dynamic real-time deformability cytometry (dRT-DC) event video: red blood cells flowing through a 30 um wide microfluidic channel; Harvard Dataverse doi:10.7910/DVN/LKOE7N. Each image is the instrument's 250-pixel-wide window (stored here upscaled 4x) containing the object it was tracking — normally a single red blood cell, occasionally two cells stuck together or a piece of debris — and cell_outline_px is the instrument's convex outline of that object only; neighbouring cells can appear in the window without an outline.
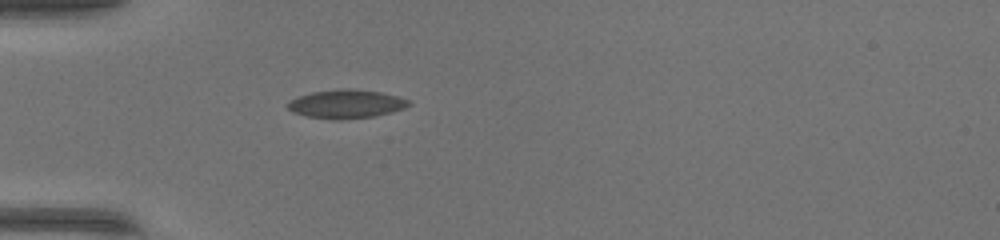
{"species": "common noctule bat (a hibernating species)", "species_latin": "Nyctalus noctula", "temperature_condition": "warm", "stored_images_in_passage": 33, "camera_frame_rate_fps": 3000, "um_per_image_px": 0.085, "animal": {"sex": "female", "body_mass_g": 17.0, "forearm_length_mm": 48.0}, "frame": {"image": 1, "passage_image": 1, "time_ms": 0.0, "image_size_px": [1000, 240], "cell_outline_px": [[412, 104], [404, 108], [372, 116], [340, 120], [332, 120], [308, 116], [292, 112], [288, 108], [288, 104], [292, 100], [300, 96], [312, 92], [340, 88], [356, 88], [380, 92], [412, 100]], "centroid_in_image_um": [29.45, 8.83], "position_along_channel_um": 55.5, "area_um2": 20.11}}
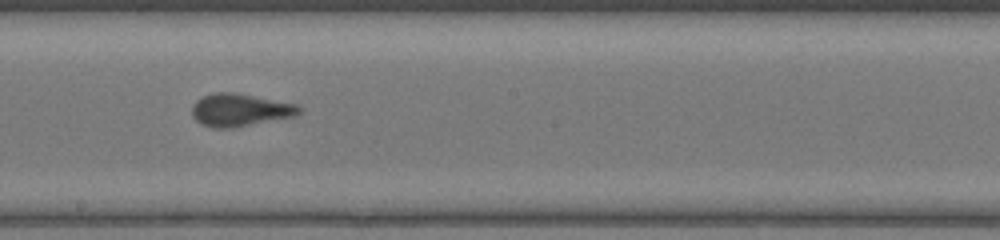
{"frame": {"image": 2, "passage_image": 14, "time_ms": 4.333, "image_size_px": [1000, 240], "cell_outline_px": [[300, 112], [296, 116], [232, 128], [212, 128], [200, 124], [192, 116], [192, 104], [200, 96], [212, 92], [236, 92], [296, 104], [300, 108]], "centroid_in_image_um": [20.34, 9.34], "position_along_channel_um": 227.9, "area_um2": 20.63}}
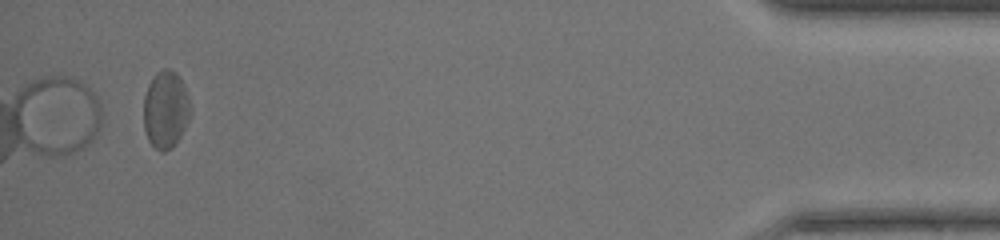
{"frame": {"image": 3, "passage_image": 33, "time_ms": 10.667, "image_size_px": [1000, 240], "cell_outline_px": [[192, 116], [176, 144], [172, 148], [164, 152], [160, 152], [148, 140], [144, 128], [144, 96], [148, 84], [152, 76], [156, 72], [164, 68], [168, 68], [176, 72], [184, 84], [192, 108]], "centroid_in_image_um": [14.11, 9.31], "position_along_channel_um": 421.1, "area_um2": 21.68}, "authors_computed_cell_mechanics": {"area_um2": 20.0566, "velocity_mm_per_s": 4.2138, "shape_relaxation_time_tau1_ms": 4.6538, "shape_relaxation_time_tau2_ms": 1.0755, "deformation_change_tau1": 0.1302, "deformation_change_tau2": 0.0529}}